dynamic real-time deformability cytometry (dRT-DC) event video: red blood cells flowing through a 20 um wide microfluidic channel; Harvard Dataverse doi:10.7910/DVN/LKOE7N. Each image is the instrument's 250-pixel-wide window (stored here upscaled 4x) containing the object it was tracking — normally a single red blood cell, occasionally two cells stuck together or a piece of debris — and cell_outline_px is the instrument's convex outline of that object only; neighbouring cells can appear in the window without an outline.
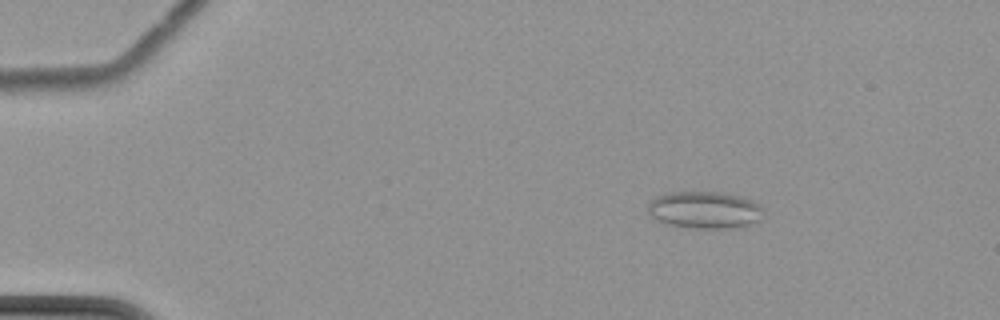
{"species": "common noctule bat (a hibernating species)", "species_latin": "Nyctalus noctula", "temperature_condition": "cold", "stored_images_in_passage": 5, "camera_frame_rate_fps": 3000, "um_per_image_px": 0.085, "animal": {"sex": "female", "body_mass_g": 22.7, "forearm_length_mm": 54.2}, "frame": {"image": 1, "passage_image": 3, "time_ms": 3.0, "image_size_px": [1000, 320], "cell_outline_px": [[764, 212], [760, 220], [744, 228], [696, 228], [668, 224], [656, 220], [648, 212], [648, 204], [656, 196], [664, 192], [724, 192], [740, 196], [752, 200], [760, 204], [764, 208]], "centroid_in_image_um": [59.95, 17.84], "position_along_channel_um": 25.1, "area_um2": 25.43}}